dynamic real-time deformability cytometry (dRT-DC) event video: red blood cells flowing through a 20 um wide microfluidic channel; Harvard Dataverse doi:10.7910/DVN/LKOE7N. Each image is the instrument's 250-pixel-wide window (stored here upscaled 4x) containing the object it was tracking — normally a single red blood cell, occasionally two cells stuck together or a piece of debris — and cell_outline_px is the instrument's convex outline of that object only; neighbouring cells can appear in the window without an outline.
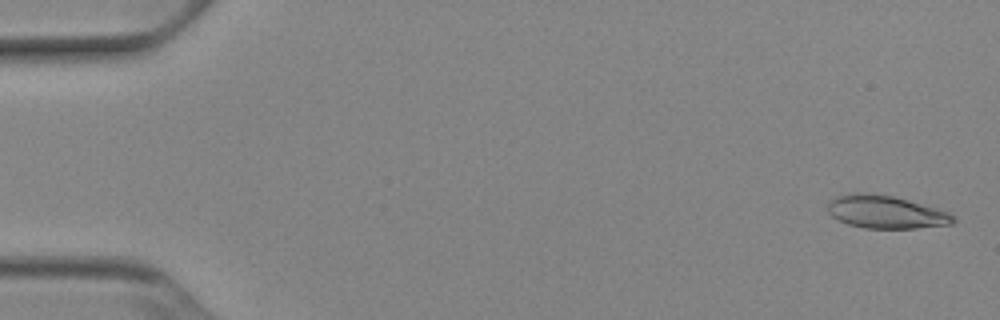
{"species": "Egyptian fruit bat (a non-hibernating species)", "species_latin": "Rousettus aegyptiacus", "temperature_condition": "cold", "stored_images_in_passage": 52, "camera_frame_rate_fps": 3000, "um_per_image_px": 0.085, "animal": {"sex": "female"}, "frame": {"image": 1, "passage_image": 2, "time_ms": 0.333, "image_size_px": [1000, 320], "cell_outline_px": [[956, 220], [952, 224], [916, 228], [864, 228], [848, 224], [832, 216], [828, 212], [828, 200], [836, 196], [856, 192], [864, 192], [892, 196], [908, 200], [948, 212], [956, 216]], "centroid_in_image_um": [75.28, 18.01], "position_along_channel_um": 9.7, "area_um2": 23.99}}
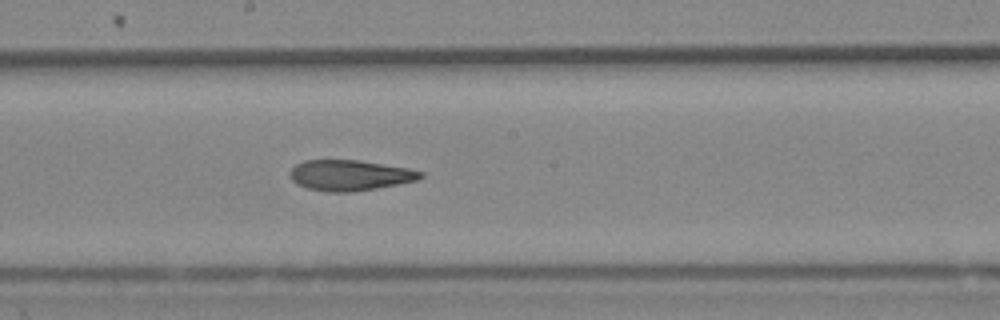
{"frame": {"image": 2, "passage_image": 29, "time_ms": 9.333, "image_size_px": [1000, 320], "cell_outline_px": [[424, 176], [416, 180], [376, 188], [352, 192], [328, 192], [308, 188], [296, 184], [292, 180], [292, 168], [296, 164], [304, 160], [360, 160], [408, 168], [424, 172]], "centroid_in_image_um": [29.75, 14.89], "position_along_channel_um": 218.5, "area_um2": 23.12}}
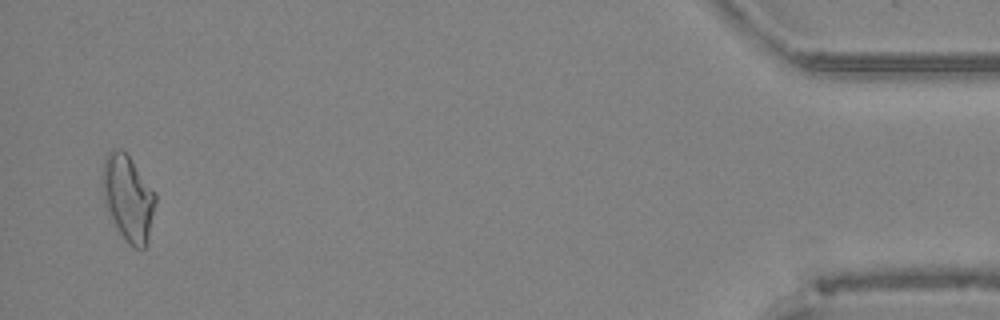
{"frame": {"image": 3, "passage_image": 51, "time_ms": 16.667, "image_size_px": [1000, 320], "cell_outline_px": [[156, 204], [148, 244], [144, 248], [132, 248], [124, 240], [104, 204], [100, 176], [104, 156], [112, 148], [120, 148], [128, 156], [156, 192]], "centroid_in_image_um": [10.87, 16.82], "position_along_channel_um": 424.3, "area_um2": 27.11}, "authors_computed_cell_mechanics": {"area_um2": 24.0448, "velocity_mm_per_s": 3.9107, "shape_relaxation_time_tau1_ms": 10.4745, "shape_relaxation_time_tau2_ms": 6.246, "deformation_change_tau1": 0.237, "deformation_change_tau2": 0.1405}}